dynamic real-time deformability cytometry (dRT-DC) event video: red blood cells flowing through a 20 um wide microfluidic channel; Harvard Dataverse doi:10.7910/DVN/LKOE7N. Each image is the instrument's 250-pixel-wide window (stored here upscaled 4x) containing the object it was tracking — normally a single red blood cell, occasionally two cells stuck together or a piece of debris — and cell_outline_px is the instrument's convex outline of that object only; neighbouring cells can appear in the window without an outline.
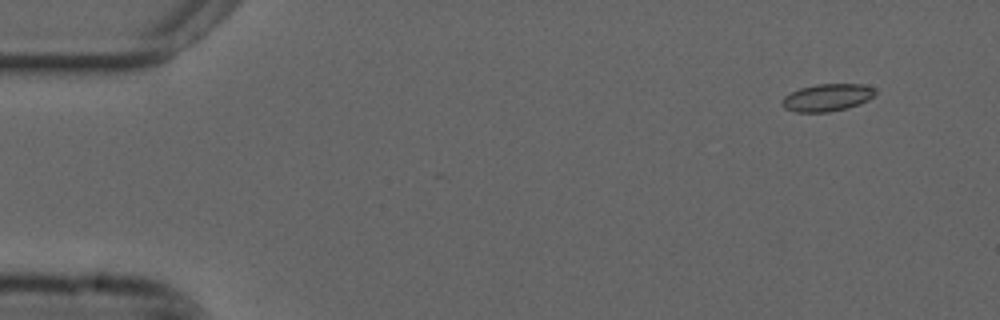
{"species": "common noctule bat (a hibernating species)", "species_latin": "Nyctalus noctula", "temperature_condition": "cold", "stored_images_in_passage": 52, "camera_frame_rate_fps": 3000, "um_per_image_px": 0.085, "animal": {"sex": "male", "forearm_length_mm": 52.5}, "frame": {"image": 1, "passage_image": 1, "time_ms": 0.0, "image_size_px": [1000, 320], "cell_outline_px": [[876, 92], [868, 100], [860, 104], [848, 108], [828, 112], [796, 112], [784, 108], [780, 104], [784, 96], [800, 88], [816, 84], [860, 84], [876, 88]], "centroid_in_image_um": [70.3, 8.29], "position_along_channel_um": 14.7, "area_um2": 14.91}}
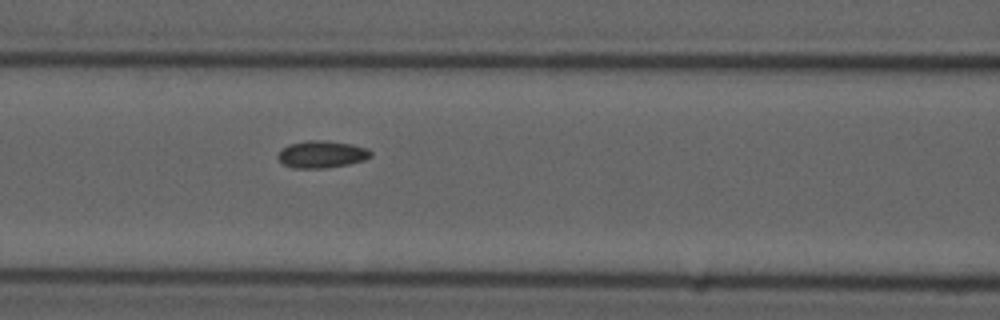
{"frame": {"image": 2, "passage_image": 20, "time_ms": 6.333, "image_size_px": [1000, 320], "cell_outline_px": [[372, 156], [364, 160], [348, 164], [324, 168], [292, 168], [284, 164], [276, 156], [280, 148], [288, 144], [308, 140], [328, 140], [352, 144], [368, 148], [372, 152]], "centroid_in_image_um": [27.33, 13.1], "position_along_channel_um": 139.3, "area_um2": 14.91}}
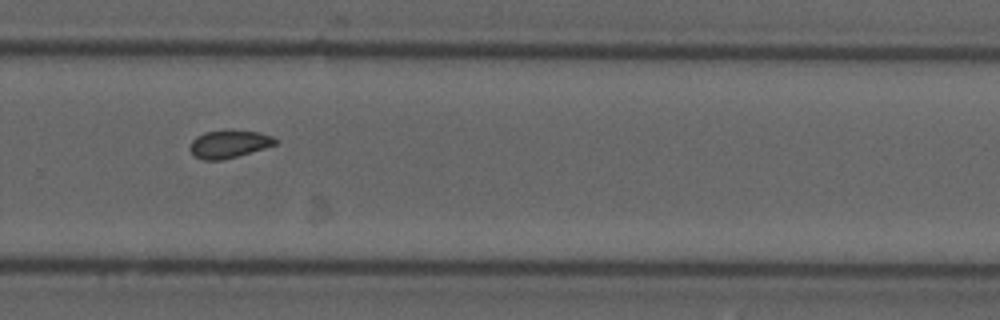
{"frame": {"image": 3, "passage_image": 34, "time_ms": 11.0, "image_size_px": [1000, 320], "cell_outline_px": [[276, 144], [264, 148], [224, 160], [204, 160], [196, 156], [188, 148], [192, 140], [196, 136], [204, 132], [260, 132], [272, 136], [276, 140]], "centroid_in_image_um": [19.43, 12.27], "position_along_channel_um": 310.4, "area_um2": 13.29}, "authors_computed_cell_mechanics": {"area_um2": 14.0743, "velocity_mm_per_s": 3.6775, "shape_relaxation_time_tau1_ms": null, "shape_relaxation_time_tau2_ms": 2.7426, "deformation_change_tau1": null, "deformation_change_tau2": 0.0587}}